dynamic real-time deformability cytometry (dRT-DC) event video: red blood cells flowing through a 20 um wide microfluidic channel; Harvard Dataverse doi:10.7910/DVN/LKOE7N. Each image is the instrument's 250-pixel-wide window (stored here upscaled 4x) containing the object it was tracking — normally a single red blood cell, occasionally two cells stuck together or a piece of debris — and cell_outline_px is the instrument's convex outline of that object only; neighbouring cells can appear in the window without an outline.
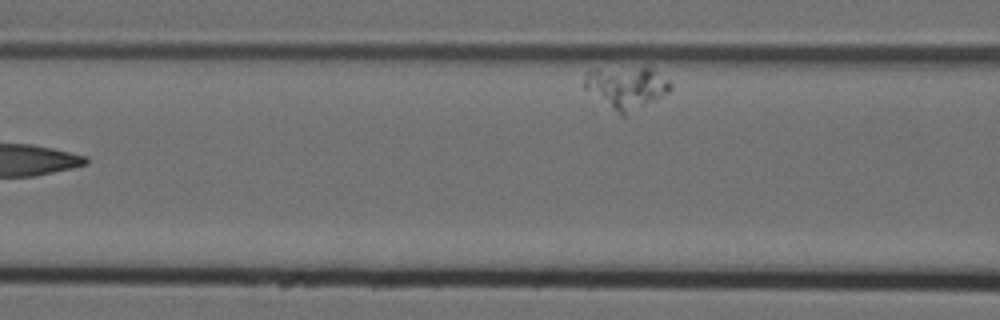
{"species": "Egyptian fruit bat (a non-hibernating species)", "species_latin": "Rousettus aegyptiacus", "temperature_condition": "cold", "stored_images_in_passage": 11, "camera_frame_rate_fps": 3000, "um_per_image_px": 0.085, "animal": {"sex": "female"}, "frame": {"image": 1, "passage_image": 7, "time_ms": 2.0, "image_size_px": [1000, 320], "cell_outline_px": [[672, 88], [668, 92], [624, 116], [620, 116], [584, 88], [584, 76], [588, 72], [596, 68], [652, 68], [668, 80], [672, 84]], "centroid_in_image_um": [53.21, 7.43], "position_along_channel_um": 113.4, "area_um2": 20.92}}
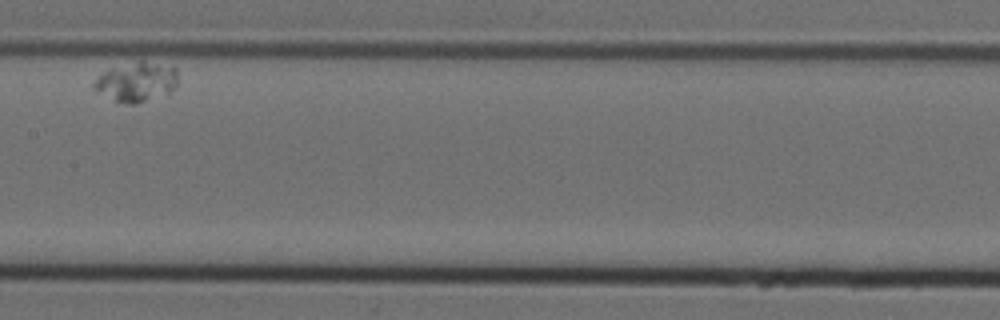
{"frame": {"image": 2, "passage_image": 10, "time_ms": 3.0, "image_size_px": [1000, 320], "cell_outline_px": [[176, 84], [168, 96], [136, 104], [128, 104], [116, 100], [92, 88], [92, 84], [104, 72], [112, 68], [140, 60], [144, 60], [176, 68]], "centroid_in_image_um": [11.65, 6.98], "position_along_channel_um": 195.7, "area_um2": 19.19}}